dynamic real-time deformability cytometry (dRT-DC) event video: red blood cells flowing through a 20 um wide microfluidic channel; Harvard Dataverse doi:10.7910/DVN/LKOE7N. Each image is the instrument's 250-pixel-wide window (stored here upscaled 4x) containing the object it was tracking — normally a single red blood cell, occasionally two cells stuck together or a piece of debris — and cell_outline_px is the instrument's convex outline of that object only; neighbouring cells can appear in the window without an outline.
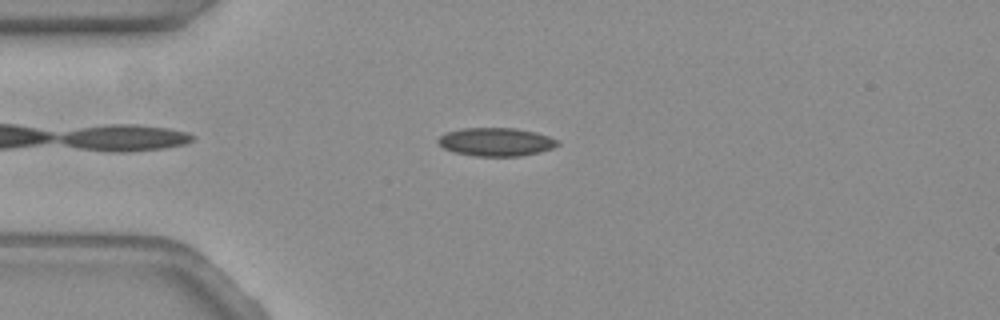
{"species": "common noctule bat (a hibernating species)", "species_latin": "Nyctalus noctula", "temperature_condition": "warm", "stored_images_in_passage": 45, "camera_frame_rate_fps": 3000, "um_per_image_px": 0.085, "animal": {"sex": "female", "body_mass_g": 19.3, "forearm_length_mm": 54.1}, "frame": {"image": 1, "passage_image": 7, "time_ms": 2.0, "image_size_px": [1000, 320], "cell_outline_px": [[560, 144], [552, 148], [540, 152], [520, 156], [476, 156], [456, 152], [444, 148], [436, 140], [440, 136], [448, 132], [460, 128], [516, 128], [536, 132], [548, 136], [556, 140]], "centroid_in_image_um": [42.17, 12.06], "position_along_channel_um": 42.8, "area_um2": 19.59}}
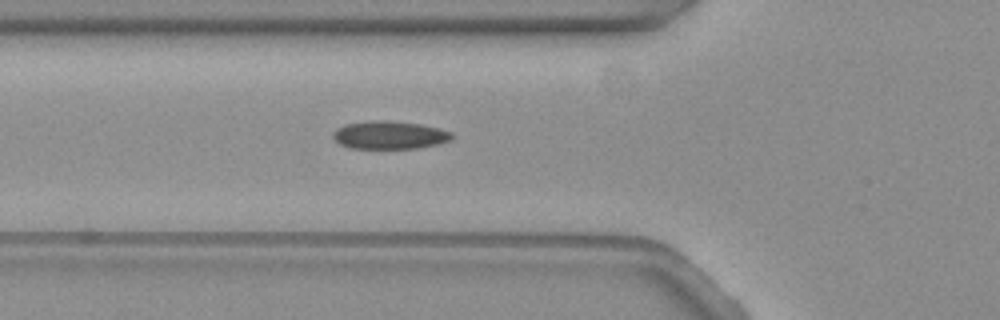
{"frame": {"image": 2, "passage_image": 13, "time_ms": 4.0, "image_size_px": [1000, 320], "cell_outline_px": [[452, 136], [448, 140], [436, 144], [416, 148], [348, 148], [340, 144], [332, 136], [336, 128], [344, 124], [368, 120], [384, 120], [420, 124], [440, 128], [452, 132]], "centroid_in_image_um": [33.06, 11.46], "position_along_channel_um": 92.7, "area_um2": 19.31}}
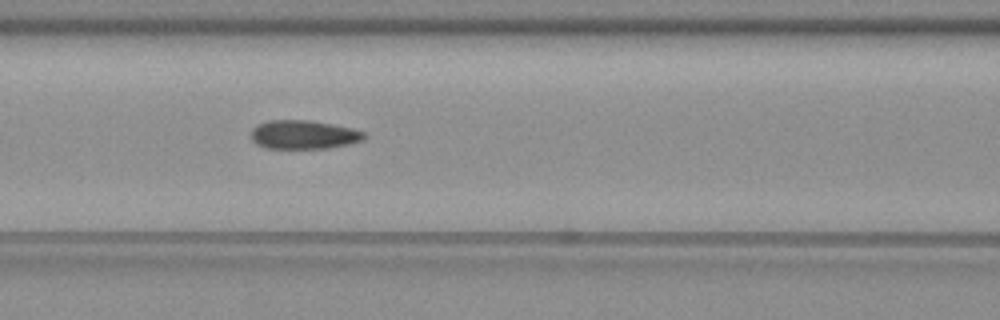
{"frame": {"image": 3, "passage_image": 17, "time_ms": 5.333, "image_size_px": [1000, 320], "cell_outline_px": [[364, 136], [360, 140], [348, 144], [328, 148], [264, 148], [256, 144], [252, 140], [252, 128], [256, 124], [268, 120], [312, 120], [352, 128], [364, 132]], "centroid_in_image_um": [25.75, 11.43], "position_along_channel_um": 140.9, "area_um2": 18.9}, "authors_computed_cell_mechanics": {"area_um2": 18.9584, "velocity_mm_per_s": 3.557, "shape_relaxation_time_tau1_ms": 11.2787, "shape_relaxation_time_tau2_ms": 3.4506, "deformation_change_tau1": 0.2082, "deformation_change_tau2": 0.0816}}